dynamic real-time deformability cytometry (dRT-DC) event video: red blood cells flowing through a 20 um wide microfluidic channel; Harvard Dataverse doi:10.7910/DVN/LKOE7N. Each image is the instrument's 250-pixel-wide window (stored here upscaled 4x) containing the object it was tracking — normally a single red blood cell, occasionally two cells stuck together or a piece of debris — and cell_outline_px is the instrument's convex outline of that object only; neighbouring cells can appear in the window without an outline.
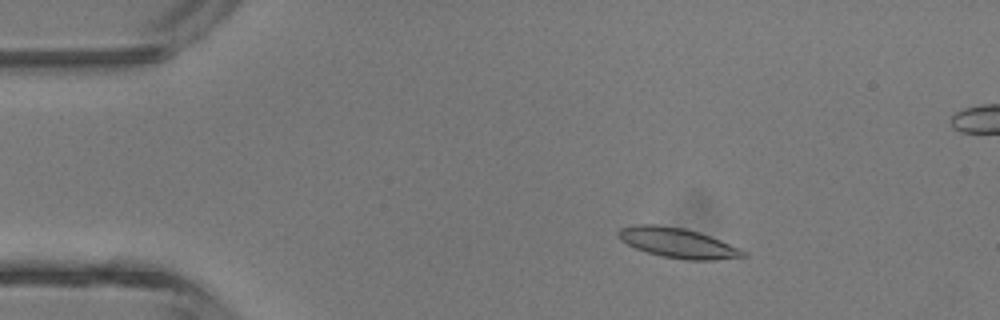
{"species": "common noctule bat (a hibernating species)", "species_latin": "Nyctalus noctula", "temperature_condition": "room temperature", "stored_images_in_passage": 6, "camera_frame_rate_fps": 3000, "um_per_image_px": 0.085, "animal": {"sex": "male", "body_mass_g": 13.3}, "frame": {"image": 1, "passage_image": 3, "time_ms": 2.333, "image_size_px": [1000, 320], "cell_outline_px": [[748, 256], [716, 260], [684, 260], [660, 256], [636, 248], [620, 240], [616, 236], [616, 232], [620, 228], [632, 224], [656, 224], [684, 228], [700, 232], [740, 248], [748, 252]], "centroid_in_image_um": [57.6, 20.64], "position_along_channel_um": 27.4, "area_um2": 22.08}}